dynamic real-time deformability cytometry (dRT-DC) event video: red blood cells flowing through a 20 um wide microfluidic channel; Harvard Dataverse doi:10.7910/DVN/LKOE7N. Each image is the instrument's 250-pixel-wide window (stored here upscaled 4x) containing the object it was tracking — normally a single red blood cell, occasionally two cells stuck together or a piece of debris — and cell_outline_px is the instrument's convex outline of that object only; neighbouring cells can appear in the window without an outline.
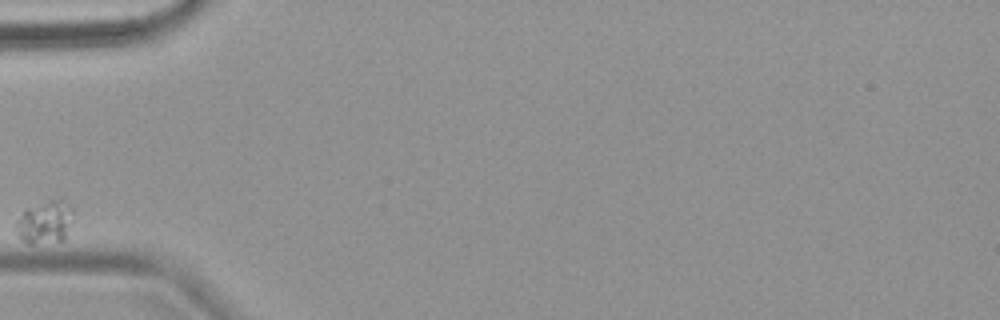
{"species": "common noctule bat (a hibernating species)", "species_latin": "Nyctalus noctula", "temperature_condition": "warm", "stored_images_in_passage": 6, "camera_frame_rate_fps": 3000, "um_per_image_px": 0.085, "animal": {"sex": "female", "body_mass_g": 18.4}, "frame": {"image": 1, "passage_image": 1, "time_ms": 0.0, "image_size_px": [1000, 320], "cell_outline_px": [[72, 212], [64, 240], [32, 244], [28, 244], [20, 236], [16, 224], [16, 220], [28, 208], [48, 200], [64, 200], [72, 208]], "centroid_in_image_um": [3.82, 18.88], "position_along_channel_um": 81.2, "area_um2": 13.64}}
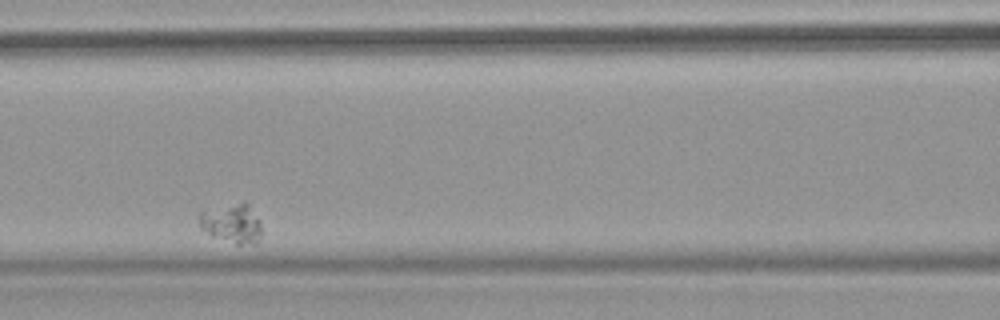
{"frame": {"image": 2, "passage_image": 3, "time_ms": 2.333, "image_size_px": [1000, 320], "cell_outline_px": [[260, 236], [256, 240], [240, 244], [236, 244], [212, 236], [200, 228], [200, 212], [244, 200], [248, 204], [260, 220]], "centroid_in_image_um": [19.7, 18.95], "position_along_channel_um": 146.9, "area_um2": 13.93}}
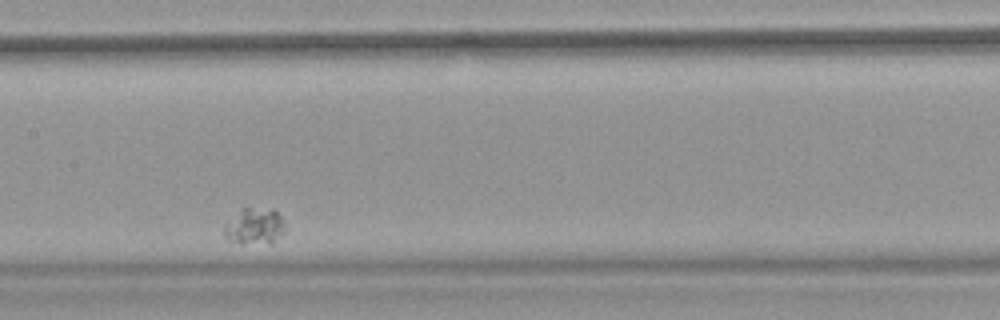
{"frame": {"image": 3, "passage_image": 4, "time_ms": 3.667, "image_size_px": [1000, 320], "cell_outline_px": [[284, 232], [280, 236], [268, 244], [240, 244], [228, 240], [224, 236], [224, 224], [240, 208], [272, 208], [284, 220]], "centroid_in_image_um": [21.6, 19.24], "position_along_channel_um": 185.8, "area_um2": 13.18}}